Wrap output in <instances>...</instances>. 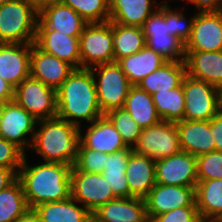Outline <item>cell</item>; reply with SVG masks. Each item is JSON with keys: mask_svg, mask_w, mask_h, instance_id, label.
<instances>
[{"mask_svg": "<svg viewBox=\"0 0 222 222\" xmlns=\"http://www.w3.org/2000/svg\"><path fill=\"white\" fill-rule=\"evenodd\" d=\"M26 156L27 154L18 171V180L21 182L30 210L43 203L62 201L71 197L72 166L52 162L30 166Z\"/></svg>", "mask_w": 222, "mask_h": 222, "instance_id": "obj_1", "label": "cell"}, {"mask_svg": "<svg viewBox=\"0 0 222 222\" xmlns=\"http://www.w3.org/2000/svg\"><path fill=\"white\" fill-rule=\"evenodd\" d=\"M56 116L80 129V121L92 123L103 116L91 69L75 68L57 89Z\"/></svg>", "mask_w": 222, "mask_h": 222, "instance_id": "obj_2", "label": "cell"}, {"mask_svg": "<svg viewBox=\"0 0 222 222\" xmlns=\"http://www.w3.org/2000/svg\"><path fill=\"white\" fill-rule=\"evenodd\" d=\"M31 149L45 162L74 166L81 145L80 128L59 117L37 120Z\"/></svg>", "mask_w": 222, "mask_h": 222, "instance_id": "obj_3", "label": "cell"}, {"mask_svg": "<svg viewBox=\"0 0 222 222\" xmlns=\"http://www.w3.org/2000/svg\"><path fill=\"white\" fill-rule=\"evenodd\" d=\"M39 12L24 0L0 6V43H35Z\"/></svg>", "mask_w": 222, "mask_h": 222, "instance_id": "obj_4", "label": "cell"}, {"mask_svg": "<svg viewBox=\"0 0 222 222\" xmlns=\"http://www.w3.org/2000/svg\"><path fill=\"white\" fill-rule=\"evenodd\" d=\"M90 69L95 79L98 103L103 115L111 110L123 108L132 85L119 64L111 62Z\"/></svg>", "mask_w": 222, "mask_h": 222, "instance_id": "obj_5", "label": "cell"}, {"mask_svg": "<svg viewBox=\"0 0 222 222\" xmlns=\"http://www.w3.org/2000/svg\"><path fill=\"white\" fill-rule=\"evenodd\" d=\"M81 68L115 62L112 22L87 24L79 37Z\"/></svg>", "mask_w": 222, "mask_h": 222, "instance_id": "obj_6", "label": "cell"}, {"mask_svg": "<svg viewBox=\"0 0 222 222\" xmlns=\"http://www.w3.org/2000/svg\"><path fill=\"white\" fill-rule=\"evenodd\" d=\"M185 120L209 121L220 111L219 89L186 75L182 82Z\"/></svg>", "mask_w": 222, "mask_h": 222, "instance_id": "obj_7", "label": "cell"}, {"mask_svg": "<svg viewBox=\"0 0 222 222\" xmlns=\"http://www.w3.org/2000/svg\"><path fill=\"white\" fill-rule=\"evenodd\" d=\"M132 150L155 161L181 152L176 123L162 120L143 129Z\"/></svg>", "mask_w": 222, "mask_h": 222, "instance_id": "obj_8", "label": "cell"}, {"mask_svg": "<svg viewBox=\"0 0 222 222\" xmlns=\"http://www.w3.org/2000/svg\"><path fill=\"white\" fill-rule=\"evenodd\" d=\"M14 101L37 120L57 115V90L31 76L15 88Z\"/></svg>", "mask_w": 222, "mask_h": 222, "instance_id": "obj_9", "label": "cell"}, {"mask_svg": "<svg viewBox=\"0 0 222 222\" xmlns=\"http://www.w3.org/2000/svg\"><path fill=\"white\" fill-rule=\"evenodd\" d=\"M185 52L222 51V8H197Z\"/></svg>", "mask_w": 222, "mask_h": 222, "instance_id": "obj_10", "label": "cell"}, {"mask_svg": "<svg viewBox=\"0 0 222 222\" xmlns=\"http://www.w3.org/2000/svg\"><path fill=\"white\" fill-rule=\"evenodd\" d=\"M71 197L91 213L117 198L101 173H89L72 166Z\"/></svg>", "mask_w": 222, "mask_h": 222, "instance_id": "obj_11", "label": "cell"}, {"mask_svg": "<svg viewBox=\"0 0 222 222\" xmlns=\"http://www.w3.org/2000/svg\"><path fill=\"white\" fill-rule=\"evenodd\" d=\"M36 124L37 119L14 100L7 102L0 113V137L14 143L25 153L26 148L31 147ZM28 134H32L31 139L27 138Z\"/></svg>", "mask_w": 222, "mask_h": 222, "instance_id": "obj_12", "label": "cell"}, {"mask_svg": "<svg viewBox=\"0 0 222 222\" xmlns=\"http://www.w3.org/2000/svg\"><path fill=\"white\" fill-rule=\"evenodd\" d=\"M155 178L158 184L196 187L198 183L196 157L181 151L156 160Z\"/></svg>", "mask_w": 222, "mask_h": 222, "instance_id": "obj_13", "label": "cell"}, {"mask_svg": "<svg viewBox=\"0 0 222 222\" xmlns=\"http://www.w3.org/2000/svg\"><path fill=\"white\" fill-rule=\"evenodd\" d=\"M150 221L155 216L185 206H196L195 187L158 184L144 198Z\"/></svg>", "mask_w": 222, "mask_h": 222, "instance_id": "obj_14", "label": "cell"}, {"mask_svg": "<svg viewBox=\"0 0 222 222\" xmlns=\"http://www.w3.org/2000/svg\"><path fill=\"white\" fill-rule=\"evenodd\" d=\"M87 24L76 11L58 0L39 11L37 30H56L71 37H80Z\"/></svg>", "mask_w": 222, "mask_h": 222, "instance_id": "obj_15", "label": "cell"}, {"mask_svg": "<svg viewBox=\"0 0 222 222\" xmlns=\"http://www.w3.org/2000/svg\"><path fill=\"white\" fill-rule=\"evenodd\" d=\"M75 68L68 62L46 53L35 43L31 46L30 76L58 89Z\"/></svg>", "mask_w": 222, "mask_h": 222, "instance_id": "obj_16", "label": "cell"}, {"mask_svg": "<svg viewBox=\"0 0 222 222\" xmlns=\"http://www.w3.org/2000/svg\"><path fill=\"white\" fill-rule=\"evenodd\" d=\"M30 44L0 43V77L16 88L30 76Z\"/></svg>", "mask_w": 222, "mask_h": 222, "instance_id": "obj_17", "label": "cell"}, {"mask_svg": "<svg viewBox=\"0 0 222 222\" xmlns=\"http://www.w3.org/2000/svg\"><path fill=\"white\" fill-rule=\"evenodd\" d=\"M92 222H149L143 198L117 197L92 213Z\"/></svg>", "mask_w": 222, "mask_h": 222, "instance_id": "obj_18", "label": "cell"}, {"mask_svg": "<svg viewBox=\"0 0 222 222\" xmlns=\"http://www.w3.org/2000/svg\"><path fill=\"white\" fill-rule=\"evenodd\" d=\"M176 126L182 151L195 157L215 151L210 121L183 119Z\"/></svg>", "mask_w": 222, "mask_h": 222, "instance_id": "obj_19", "label": "cell"}, {"mask_svg": "<svg viewBox=\"0 0 222 222\" xmlns=\"http://www.w3.org/2000/svg\"><path fill=\"white\" fill-rule=\"evenodd\" d=\"M81 132V143L89 149L97 150L106 154L115 153L128 148L120 133L105 116L99 117L90 123L85 135Z\"/></svg>", "mask_w": 222, "mask_h": 222, "instance_id": "obj_20", "label": "cell"}, {"mask_svg": "<svg viewBox=\"0 0 222 222\" xmlns=\"http://www.w3.org/2000/svg\"><path fill=\"white\" fill-rule=\"evenodd\" d=\"M35 44L74 68H81L79 37H71L56 30H37Z\"/></svg>", "mask_w": 222, "mask_h": 222, "instance_id": "obj_21", "label": "cell"}, {"mask_svg": "<svg viewBox=\"0 0 222 222\" xmlns=\"http://www.w3.org/2000/svg\"><path fill=\"white\" fill-rule=\"evenodd\" d=\"M155 165L156 161L149 156L131 151L125 172L130 197L144 199L156 185Z\"/></svg>", "mask_w": 222, "mask_h": 222, "instance_id": "obj_22", "label": "cell"}, {"mask_svg": "<svg viewBox=\"0 0 222 222\" xmlns=\"http://www.w3.org/2000/svg\"><path fill=\"white\" fill-rule=\"evenodd\" d=\"M184 62L188 76L222 87V51L185 52Z\"/></svg>", "mask_w": 222, "mask_h": 222, "instance_id": "obj_23", "label": "cell"}, {"mask_svg": "<svg viewBox=\"0 0 222 222\" xmlns=\"http://www.w3.org/2000/svg\"><path fill=\"white\" fill-rule=\"evenodd\" d=\"M78 204V201L69 197L62 201L40 204L32 211L40 222H92V213Z\"/></svg>", "mask_w": 222, "mask_h": 222, "instance_id": "obj_24", "label": "cell"}, {"mask_svg": "<svg viewBox=\"0 0 222 222\" xmlns=\"http://www.w3.org/2000/svg\"><path fill=\"white\" fill-rule=\"evenodd\" d=\"M155 3L156 0H109V21L125 26L143 27L146 19L158 9V6H155L159 3Z\"/></svg>", "mask_w": 222, "mask_h": 222, "instance_id": "obj_25", "label": "cell"}, {"mask_svg": "<svg viewBox=\"0 0 222 222\" xmlns=\"http://www.w3.org/2000/svg\"><path fill=\"white\" fill-rule=\"evenodd\" d=\"M166 62L165 58L147 46L139 52L117 61L131 85H138L143 78L159 69Z\"/></svg>", "mask_w": 222, "mask_h": 222, "instance_id": "obj_26", "label": "cell"}, {"mask_svg": "<svg viewBox=\"0 0 222 222\" xmlns=\"http://www.w3.org/2000/svg\"><path fill=\"white\" fill-rule=\"evenodd\" d=\"M186 75L184 61H167L159 69L143 78L138 86L152 95L158 91L180 87Z\"/></svg>", "mask_w": 222, "mask_h": 222, "instance_id": "obj_27", "label": "cell"}, {"mask_svg": "<svg viewBox=\"0 0 222 222\" xmlns=\"http://www.w3.org/2000/svg\"><path fill=\"white\" fill-rule=\"evenodd\" d=\"M123 108L141 129H146L162 121L156 111L152 95L138 85L131 86Z\"/></svg>", "mask_w": 222, "mask_h": 222, "instance_id": "obj_28", "label": "cell"}, {"mask_svg": "<svg viewBox=\"0 0 222 222\" xmlns=\"http://www.w3.org/2000/svg\"><path fill=\"white\" fill-rule=\"evenodd\" d=\"M195 202L201 219L222 220V179L198 180Z\"/></svg>", "mask_w": 222, "mask_h": 222, "instance_id": "obj_29", "label": "cell"}, {"mask_svg": "<svg viewBox=\"0 0 222 222\" xmlns=\"http://www.w3.org/2000/svg\"><path fill=\"white\" fill-rule=\"evenodd\" d=\"M131 147L107 154L104 171L101 173L110 185L116 197H130V188L126 179V167Z\"/></svg>", "mask_w": 222, "mask_h": 222, "instance_id": "obj_30", "label": "cell"}, {"mask_svg": "<svg viewBox=\"0 0 222 222\" xmlns=\"http://www.w3.org/2000/svg\"><path fill=\"white\" fill-rule=\"evenodd\" d=\"M112 42L115 62L139 52L146 46L142 27L125 26L117 23H112Z\"/></svg>", "mask_w": 222, "mask_h": 222, "instance_id": "obj_31", "label": "cell"}, {"mask_svg": "<svg viewBox=\"0 0 222 222\" xmlns=\"http://www.w3.org/2000/svg\"><path fill=\"white\" fill-rule=\"evenodd\" d=\"M30 211L21 182L0 191V222H17Z\"/></svg>", "mask_w": 222, "mask_h": 222, "instance_id": "obj_32", "label": "cell"}, {"mask_svg": "<svg viewBox=\"0 0 222 222\" xmlns=\"http://www.w3.org/2000/svg\"><path fill=\"white\" fill-rule=\"evenodd\" d=\"M156 111L163 121L178 122L184 119L185 96L180 87L152 94Z\"/></svg>", "mask_w": 222, "mask_h": 222, "instance_id": "obj_33", "label": "cell"}, {"mask_svg": "<svg viewBox=\"0 0 222 222\" xmlns=\"http://www.w3.org/2000/svg\"><path fill=\"white\" fill-rule=\"evenodd\" d=\"M146 46L160 54L167 61H184L185 44L168 33L145 35Z\"/></svg>", "mask_w": 222, "mask_h": 222, "instance_id": "obj_34", "label": "cell"}, {"mask_svg": "<svg viewBox=\"0 0 222 222\" xmlns=\"http://www.w3.org/2000/svg\"><path fill=\"white\" fill-rule=\"evenodd\" d=\"M71 7L88 24L105 23L109 21V0H59Z\"/></svg>", "mask_w": 222, "mask_h": 222, "instance_id": "obj_35", "label": "cell"}, {"mask_svg": "<svg viewBox=\"0 0 222 222\" xmlns=\"http://www.w3.org/2000/svg\"><path fill=\"white\" fill-rule=\"evenodd\" d=\"M105 116L120 133L125 144L133 148L143 129L132 119L131 115L124 108H119L107 112Z\"/></svg>", "mask_w": 222, "mask_h": 222, "instance_id": "obj_36", "label": "cell"}, {"mask_svg": "<svg viewBox=\"0 0 222 222\" xmlns=\"http://www.w3.org/2000/svg\"><path fill=\"white\" fill-rule=\"evenodd\" d=\"M195 16L196 13L189 20H186L187 18L181 11L173 10L168 5V1L165 3V20L168 22L169 34L177 37L184 44L191 36Z\"/></svg>", "mask_w": 222, "mask_h": 222, "instance_id": "obj_37", "label": "cell"}, {"mask_svg": "<svg viewBox=\"0 0 222 222\" xmlns=\"http://www.w3.org/2000/svg\"><path fill=\"white\" fill-rule=\"evenodd\" d=\"M196 160L198 180L222 179V152L202 154Z\"/></svg>", "mask_w": 222, "mask_h": 222, "instance_id": "obj_38", "label": "cell"}, {"mask_svg": "<svg viewBox=\"0 0 222 222\" xmlns=\"http://www.w3.org/2000/svg\"><path fill=\"white\" fill-rule=\"evenodd\" d=\"M107 154L97 150L86 148L82 143L79 149L78 159L74 166L80 170L89 173H102L105 168Z\"/></svg>", "mask_w": 222, "mask_h": 222, "instance_id": "obj_39", "label": "cell"}, {"mask_svg": "<svg viewBox=\"0 0 222 222\" xmlns=\"http://www.w3.org/2000/svg\"><path fill=\"white\" fill-rule=\"evenodd\" d=\"M25 153L14 143L0 137V167L14 170L17 174Z\"/></svg>", "mask_w": 222, "mask_h": 222, "instance_id": "obj_40", "label": "cell"}, {"mask_svg": "<svg viewBox=\"0 0 222 222\" xmlns=\"http://www.w3.org/2000/svg\"><path fill=\"white\" fill-rule=\"evenodd\" d=\"M201 220L196 206H185L155 216L149 222H200Z\"/></svg>", "mask_w": 222, "mask_h": 222, "instance_id": "obj_41", "label": "cell"}, {"mask_svg": "<svg viewBox=\"0 0 222 222\" xmlns=\"http://www.w3.org/2000/svg\"><path fill=\"white\" fill-rule=\"evenodd\" d=\"M144 35L169 34L168 22L165 20V3L146 19L143 25Z\"/></svg>", "mask_w": 222, "mask_h": 222, "instance_id": "obj_42", "label": "cell"}, {"mask_svg": "<svg viewBox=\"0 0 222 222\" xmlns=\"http://www.w3.org/2000/svg\"><path fill=\"white\" fill-rule=\"evenodd\" d=\"M212 135L215 142V151L222 152V112L219 111L210 120Z\"/></svg>", "mask_w": 222, "mask_h": 222, "instance_id": "obj_43", "label": "cell"}, {"mask_svg": "<svg viewBox=\"0 0 222 222\" xmlns=\"http://www.w3.org/2000/svg\"><path fill=\"white\" fill-rule=\"evenodd\" d=\"M18 179V174L8 168L0 167V191L9 187Z\"/></svg>", "mask_w": 222, "mask_h": 222, "instance_id": "obj_44", "label": "cell"}, {"mask_svg": "<svg viewBox=\"0 0 222 222\" xmlns=\"http://www.w3.org/2000/svg\"><path fill=\"white\" fill-rule=\"evenodd\" d=\"M15 88L0 77V98H3L6 102L14 100Z\"/></svg>", "mask_w": 222, "mask_h": 222, "instance_id": "obj_45", "label": "cell"}, {"mask_svg": "<svg viewBox=\"0 0 222 222\" xmlns=\"http://www.w3.org/2000/svg\"><path fill=\"white\" fill-rule=\"evenodd\" d=\"M185 1L192 3L197 8H217V0H185Z\"/></svg>", "mask_w": 222, "mask_h": 222, "instance_id": "obj_46", "label": "cell"}, {"mask_svg": "<svg viewBox=\"0 0 222 222\" xmlns=\"http://www.w3.org/2000/svg\"><path fill=\"white\" fill-rule=\"evenodd\" d=\"M27 4L33 6L38 12L49 5L50 3L58 0H24Z\"/></svg>", "mask_w": 222, "mask_h": 222, "instance_id": "obj_47", "label": "cell"}, {"mask_svg": "<svg viewBox=\"0 0 222 222\" xmlns=\"http://www.w3.org/2000/svg\"><path fill=\"white\" fill-rule=\"evenodd\" d=\"M17 222H40L38 217L34 214L32 210H30L27 214H25L21 219Z\"/></svg>", "mask_w": 222, "mask_h": 222, "instance_id": "obj_48", "label": "cell"}, {"mask_svg": "<svg viewBox=\"0 0 222 222\" xmlns=\"http://www.w3.org/2000/svg\"><path fill=\"white\" fill-rule=\"evenodd\" d=\"M6 103L7 102L3 98H0V113L3 111V108Z\"/></svg>", "mask_w": 222, "mask_h": 222, "instance_id": "obj_49", "label": "cell"}, {"mask_svg": "<svg viewBox=\"0 0 222 222\" xmlns=\"http://www.w3.org/2000/svg\"><path fill=\"white\" fill-rule=\"evenodd\" d=\"M220 111L222 112V87L219 89Z\"/></svg>", "mask_w": 222, "mask_h": 222, "instance_id": "obj_50", "label": "cell"}, {"mask_svg": "<svg viewBox=\"0 0 222 222\" xmlns=\"http://www.w3.org/2000/svg\"><path fill=\"white\" fill-rule=\"evenodd\" d=\"M200 222H222V220L216 219H202Z\"/></svg>", "mask_w": 222, "mask_h": 222, "instance_id": "obj_51", "label": "cell"}, {"mask_svg": "<svg viewBox=\"0 0 222 222\" xmlns=\"http://www.w3.org/2000/svg\"><path fill=\"white\" fill-rule=\"evenodd\" d=\"M217 8H222V0H217Z\"/></svg>", "mask_w": 222, "mask_h": 222, "instance_id": "obj_52", "label": "cell"}, {"mask_svg": "<svg viewBox=\"0 0 222 222\" xmlns=\"http://www.w3.org/2000/svg\"><path fill=\"white\" fill-rule=\"evenodd\" d=\"M9 0H0V6L3 5L5 2H8Z\"/></svg>", "mask_w": 222, "mask_h": 222, "instance_id": "obj_53", "label": "cell"}]
</instances>
